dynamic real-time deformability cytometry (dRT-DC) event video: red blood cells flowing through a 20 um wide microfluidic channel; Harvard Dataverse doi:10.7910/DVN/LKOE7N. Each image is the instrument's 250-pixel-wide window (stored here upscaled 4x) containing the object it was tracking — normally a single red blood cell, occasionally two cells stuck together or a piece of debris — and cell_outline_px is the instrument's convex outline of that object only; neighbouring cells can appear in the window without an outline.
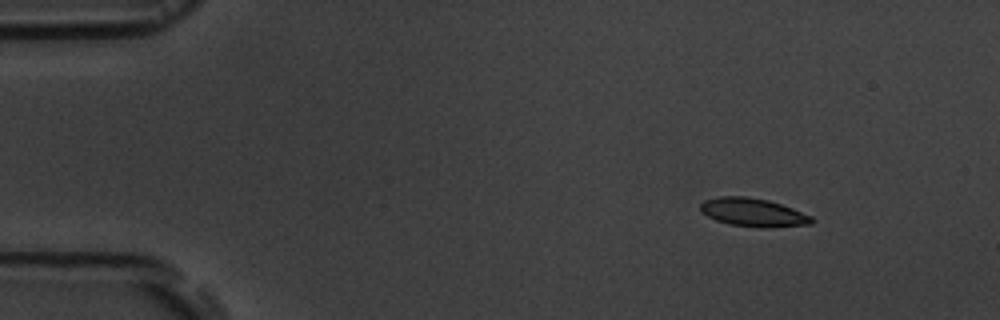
{"species": "common noctule bat (a hibernating species)", "species_latin": "Nyctalus noctula", "temperature_condition": "room temperature", "stored_images_in_passage": 5, "camera_frame_rate_fps": 3000, "um_per_image_px": 0.085, "animal": {"sex": "male", "body_mass_g": 19.5, "forearm_length_mm": 54.6}, "frame": {"image": 1, "passage_image": 2, "time_ms": 2.0, "image_size_px": [1000, 320], "cell_outline_px": [[816, 220], [812, 224], [768, 228], [760, 228], [728, 224], [716, 220], [700, 212], [700, 204], [704, 200], [720, 196], [744, 196], [768, 200], [792, 208], [812, 216]], "centroid_in_image_um": [64.02, 18.06], "position_along_channel_um": 21.0, "area_um2": 18.55}}